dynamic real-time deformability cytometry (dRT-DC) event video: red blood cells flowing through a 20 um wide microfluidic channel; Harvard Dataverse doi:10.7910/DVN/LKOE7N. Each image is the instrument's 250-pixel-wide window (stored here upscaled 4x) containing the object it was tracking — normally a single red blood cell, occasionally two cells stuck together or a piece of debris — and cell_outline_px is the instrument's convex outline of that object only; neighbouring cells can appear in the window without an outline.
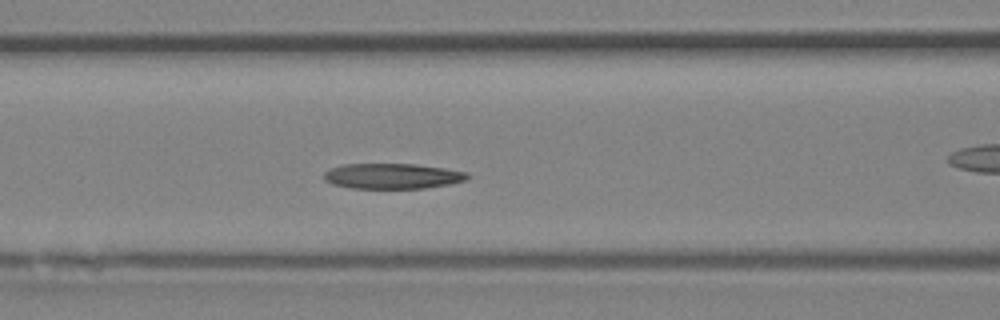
{"species": "Egyptian fruit bat (a non-hibernating species)", "species_latin": "Rousettus aegyptiacus", "temperature_condition": "room temperature", "stored_images_in_passage": 36, "camera_frame_rate_fps": 3000, "um_per_image_px": 0.085, "animal": {"sex": "female"}, "frame": {"image": 1, "passage_image": 11, "time_ms": 3.333, "image_size_px": [1000, 320], "cell_outline_px": [[472, 176], [464, 180], [448, 184], [424, 188], [352, 188], [332, 184], [324, 180], [324, 172], [340, 164], [416, 164], [444, 168], [468, 172]], "centroid_in_image_um": [33.35, 14.96], "position_along_channel_um": 133.3, "area_um2": 21.21}}
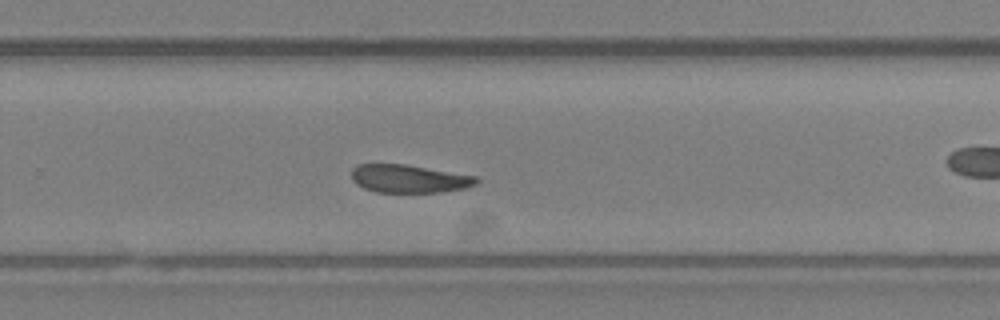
{"frame": {"image": 2, "passage_image": 21, "time_ms": 6.667, "image_size_px": [1000, 320], "cell_outline_px": [[480, 180], [476, 184], [464, 188], [440, 192], [376, 192], [364, 188], [356, 184], [352, 180], [352, 168], [356, 164], [404, 164], [476, 176]], "centroid_in_image_um": [34.74, 15.19], "position_along_channel_um": 295.1, "area_um2": 20.35}}